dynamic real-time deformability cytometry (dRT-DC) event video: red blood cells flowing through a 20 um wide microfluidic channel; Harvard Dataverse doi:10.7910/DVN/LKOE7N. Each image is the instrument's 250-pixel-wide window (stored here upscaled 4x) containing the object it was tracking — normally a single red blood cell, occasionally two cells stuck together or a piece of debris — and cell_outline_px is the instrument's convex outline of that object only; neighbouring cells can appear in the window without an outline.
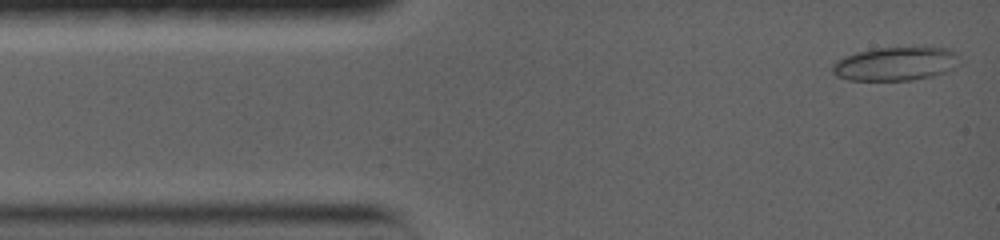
{"species": "common noctule bat (a hibernating species)", "species_latin": "Nyctalus noctula", "temperature_condition": "warm", "stored_images_in_passage": 46, "camera_frame_rate_fps": 5000, "um_per_image_px": 0.085, "animal": {"sex": "female", "body_mass_g": 19.0, "forearm_length_mm": 56.7}, "frame": {"image": 1, "passage_image": 2, "time_ms": 0.2, "image_size_px": [1000, 240], "cell_outline_px": [[960, 64], [948, 72], [932, 76], [912, 80], [848, 80], [836, 76], [832, 72], [832, 64], [836, 60], [844, 56], [856, 52], [876, 48], [924, 44], [952, 48], [960, 56]], "centroid_in_image_um": [76.23, 5.37], "position_along_channel_um": 8.8, "area_um2": 26.3}}
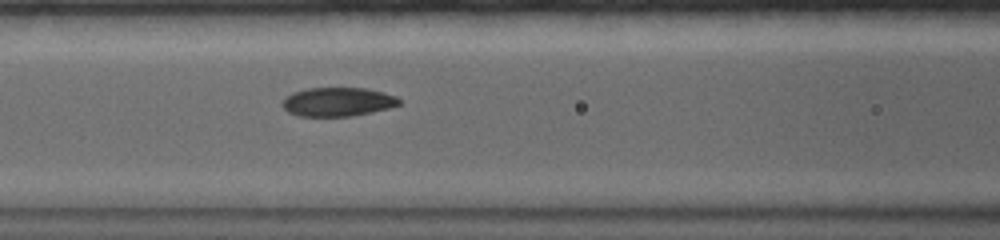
{"frame": {"image": 2, "passage_image": 13, "time_ms": 5.6, "image_size_px": [1000, 240], "cell_outline_px": [[400, 104], [388, 108], [372, 112], [352, 116], [300, 116], [288, 112], [280, 104], [292, 92], [308, 88], [364, 88], [384, 92], [396, 96], [400, 100]], "centroid_in_image_um": [28.71, 8.65], "position_along_channel_um": 137.9, "area_um2": 19.59}}
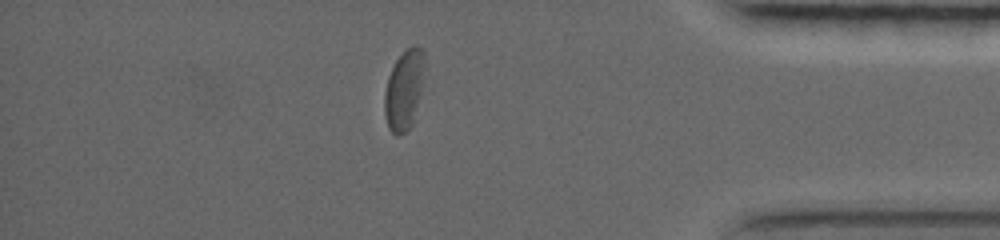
{"frame": {"image": 3, "passage_image": 36, "time_ms": 13.6, "image_size_px": [1000, 240], "cell_outline_px": [[424, 56], [420, 92], [412, 124], [400, 136], [396, 136], [388, 128], [384, 112], [384, 92], [388, 76], [396, 60], [408, 48], [416, 44], [424, 48]], "centroid_in_image_um": [34.31, 7.64], "position_along_channel_um": 400.9, "area_um2": 18.32}, "authors_computed_cell_mechanics": {"area_um2": 20.8369, "velocity_mm_per_s": 3.6327, "shape_relaxation_time_tau1_ms": 7.6306, "shape_relaxation_time_tau2_ms": 2.9638, "deformation_change_tau1": 0.1749, "deformation_change_tau2": 0.0713}}